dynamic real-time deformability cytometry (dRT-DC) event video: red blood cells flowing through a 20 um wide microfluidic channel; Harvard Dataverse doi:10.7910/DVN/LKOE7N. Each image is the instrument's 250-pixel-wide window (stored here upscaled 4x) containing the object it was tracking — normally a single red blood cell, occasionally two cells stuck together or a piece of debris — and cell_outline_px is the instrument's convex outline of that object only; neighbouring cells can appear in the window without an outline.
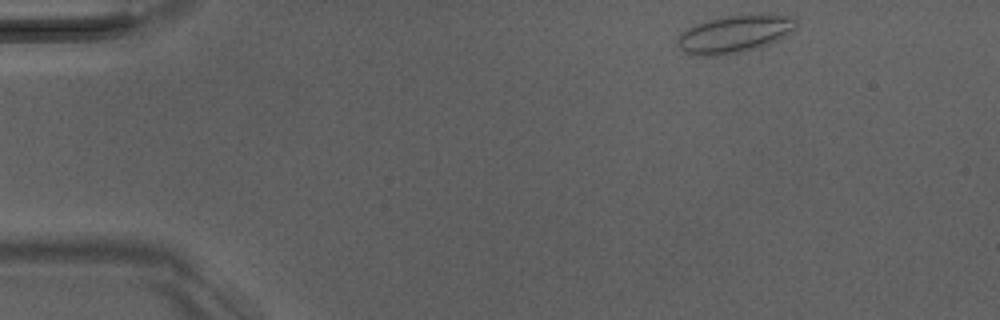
{"species": "Egyptian fruit bat (a non-hibernating species)", "species_latin": "Rousettus aegyptiacus", "temperature_condition": "room temperature", "stored_images_in_passage": 45, "camera_frame_rate_fps": 3000, "um_per_image_px": 0.085, "animal": {"sex": "male"}, "frame": {"image": 1, "passage_image": 1, "time_ms": 0.0, "image_size_px": [1000, 320], "cell_outline_px": [[796, 28], [792, 32], [768, 44], [756, 48], [740, 52], [716, 56], [704, 56], [684, 52], [676, 44], [676, 40], [680, 32], [696, 24], [724, 16], [760, 12], [768, 12], [796, 16]], "centroid_in_image_um": [62.49, 2.84], "position_along_channel_um": 22.5, "area_um2": 26.53}}
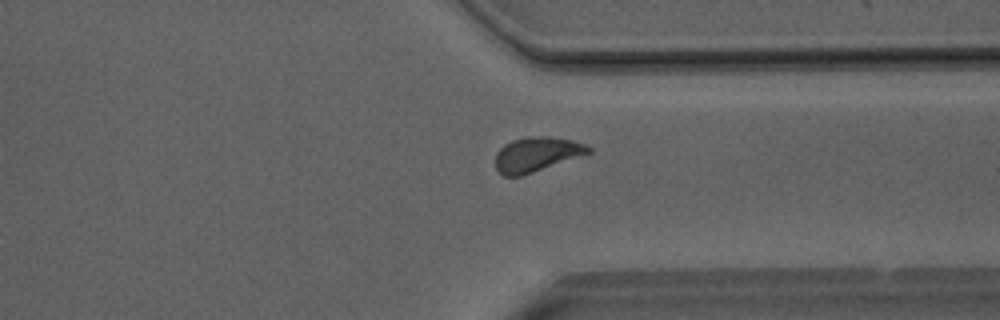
{"frame": {"image": 2, "passage_image": 33, "time_ms": 10.667, "image_size_px": [1000, 320], "cell_outline_px": [[592, 152], [520, 176], [504, 176], [496, 168], [496, 152], [504, 144], [512, 140], [528, 136], [548, 136], [572, 140], [588, 144], [592, 148]], "centroid_in_image_um": [45.62, 13.09], "position_along_channel_um": 365.8, "area_um2": 18.67}}
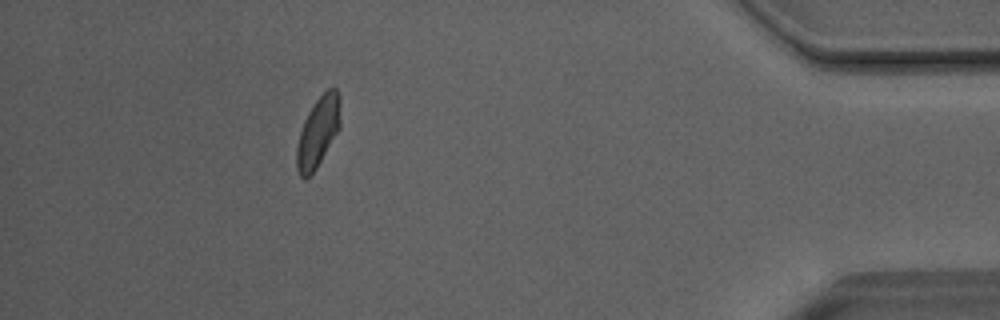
{"frame": {"image": 3, "passage_image": 40, "time_ms": 13.0, "image_size_px": [1000, 320], "cell_outline_px": [[340, 128], [316, 168], [304, 180], [300, 176], [296, 168], [296, 148], [300, 132], [304, 120], [308, 112], [316, 100], [328, 88], [336, 88], [340, 96]], "centroid_in_image_um": [27.03, 11.2], "position_along_channel_um": 408.2, "area_um2": 17.8}, "authors_computed_cell_mechanics": {"area_um2": 18.6694, "velocity_mm_per_s": 4.0473, "shape_relaxation_time_tau1_ms": null, "shape_relaxation_time_tau2_ms": 1.2993, "deformation_change_tau1": null, "deformation_change_tau2": 0.0573}}